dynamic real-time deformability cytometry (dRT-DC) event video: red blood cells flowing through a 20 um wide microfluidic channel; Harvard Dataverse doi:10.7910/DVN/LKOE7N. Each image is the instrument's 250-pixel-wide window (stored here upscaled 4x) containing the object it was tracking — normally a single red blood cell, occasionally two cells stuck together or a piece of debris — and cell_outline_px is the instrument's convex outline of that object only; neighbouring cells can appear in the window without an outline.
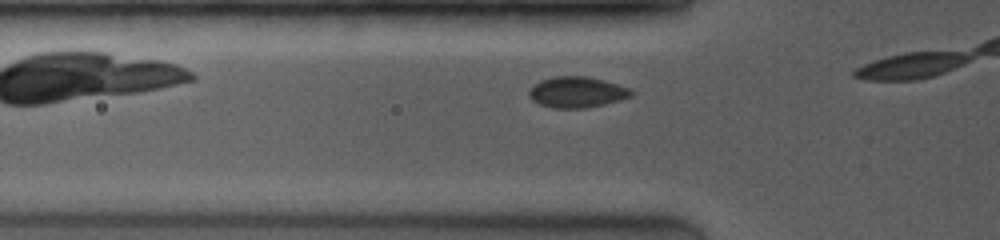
{"species": "common noctule bat (a hibernating species)", "species_latin": "Nyctalus noctula", "temperature_condition": "room temperature", "stored_images_in_passage": 10, "camera_frame_rate_fps": 4000, "um_per_image_px": 0.085, "animal": {"sex": "female", "body_mass_g": 19.0, "forearm_length_mm": 53.3}, "frame": {"image": 1, "passage_image": 7, "time_ms": 1.5, "image_size_px": [1000, 240], "cell_outline_px": [[636, 92], [632, 96], [620, 100], [604, 104], [584, 108], [552, 108], [540, 104], [532, 100], [528, 96], [528, 92], [540, 80], [556, 76], [584, 76], [604, 80], [632, 88]], "centroid_in_image_um": [49.08, 7.83], "position_along_channel_um": 76.7, "area_um2": 18.5}}